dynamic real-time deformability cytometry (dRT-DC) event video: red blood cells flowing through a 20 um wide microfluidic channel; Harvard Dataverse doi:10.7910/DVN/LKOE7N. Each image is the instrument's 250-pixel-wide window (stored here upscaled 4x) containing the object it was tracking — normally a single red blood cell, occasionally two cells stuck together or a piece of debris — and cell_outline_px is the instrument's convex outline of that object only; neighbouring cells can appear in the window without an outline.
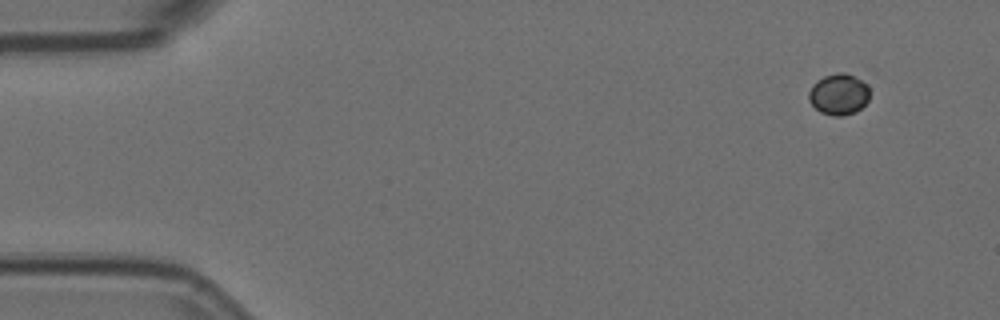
{"species": "Egyptian fruit bat (a non-hibernating species)", "species_latin": "Rousettus aegyptiacus", "temperature_condition": "room temperature", "stored_images_in_passage": 4, "camera_frame_rate_fps": 3000, "um_per_image_px": 0.085, "animal": {"sex": "female"}, "frame": {"image": 1, "passage_image": 1, "time_ms": 0.0, "image_size_px": [1000, 320], "cell_outline_px": [[868, 100], [856, 112], [844, 116], [832, 116], [820, 112], [808, 100], [808, 92], [812, 84], [816, 80], [824, 76], [840, 72], [844, 72], [860, 80], [868, 88]], "centroid_in_image_um": [71.24, 8.03], "position_along_channel_um": 13.8, "area_um2": 14.51}}
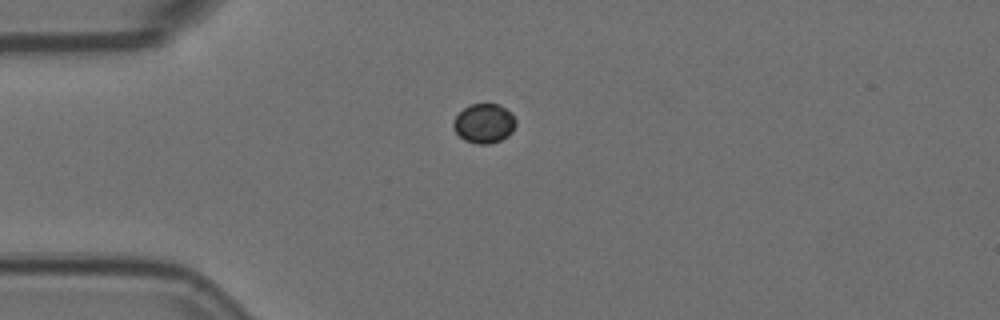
{"frame": {"image": 2, "passage_image": 3, "time_ms": 0.667, "image_size_px": [1000, 320], "cell_outline_px": [[516, 124], [512, 132], [508, 136], [500, 140], [488, 144], [476, 144], [464, 140], [452, 128], [452, 124], [456, 116], [464, 108], [472, 104], [500, 104], [516, 120]], "centroid_in_image_um": [41.13, 10.5], "position_along_channel_um": 43.9, "area_um2": 14.22}}